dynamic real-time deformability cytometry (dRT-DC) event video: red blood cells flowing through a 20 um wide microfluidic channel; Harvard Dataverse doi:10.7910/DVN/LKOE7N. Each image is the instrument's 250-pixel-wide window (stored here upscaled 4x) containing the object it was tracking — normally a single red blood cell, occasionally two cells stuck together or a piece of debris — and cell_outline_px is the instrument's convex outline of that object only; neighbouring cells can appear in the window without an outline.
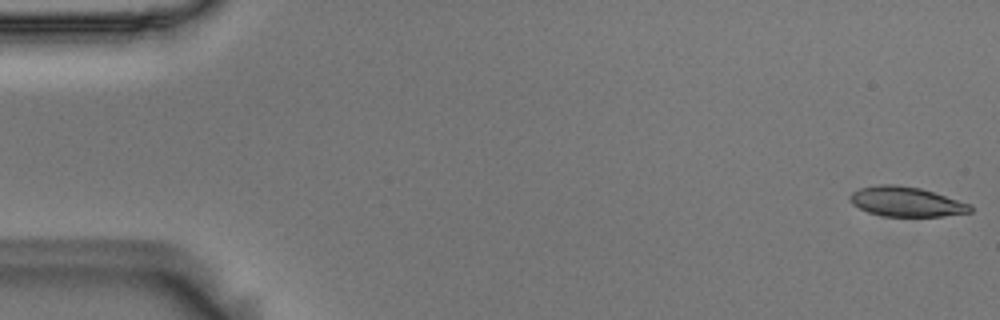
{"species": "Egyptian fruit bat (a non-hibernating species)", "species_latin": "Rousettus aegyptiacus", "temperature_condition": "room temperature", "stored_images_in_passage": 54, "camera_frame_rate_fps": 3000, "um_per_image_px": 0.085, "animal": {"sex": "male"}, "frame": {"image": 1, "passage_image": 1, "time_ms": 0.0, "image_size_px": [1000, 320], "cell_outline_px": [[972, 212], [944, 216], [884, 216], [868, 212], [852, 204], [848, 200], [848, 196], [852, 192], [860, 188], [876, 184], [896, 184], [920, 188], [972, 204]], "centroid_in_image_um": [77.01, 17.14], "position_along_channel_um": 8.0, "area_um2": 20.98}}
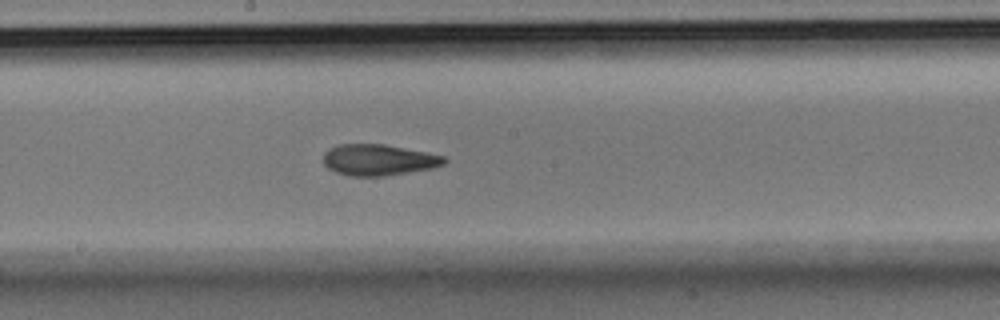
{"frame": {"image": 2, "passage_image": 29, "time_ms": 9.333, "image_size_px": [1000, 320], "cell_outline_px": [[448, 160], [444, 164], [432, 168], [384, 176], [348, 176], [336, 172], [328, 168], [324, 164], [324, 152], [328, 148], [336, 144], [384, 144], [444, 156]], "centroid_in_image_um": [32.14, 13.59], "position_along_channel_um": 216.1, "area_um2": 21.91}}
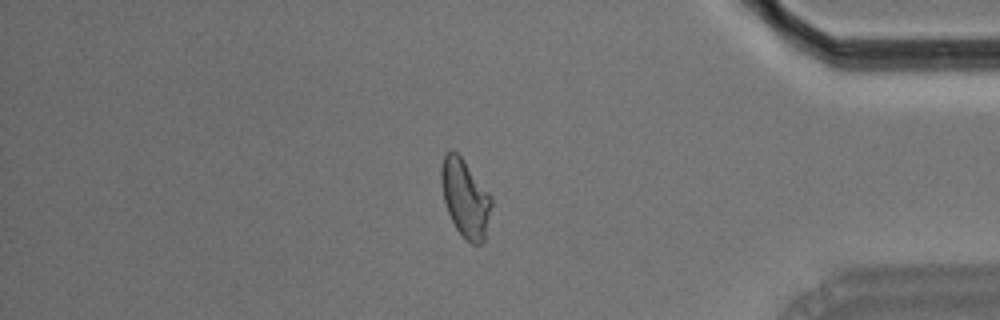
{"frame": {"image": 3, "passage_image": 46, "time_ms": 15.0, "image_size_px": [1000, 320], "cell_outline_px": [[492, 204], [484, 240], [480, 244], [472, 244], [456, 228], [448, 212], [444, 200], [440, 180], [440, 168], [444, 156], [452, 148], [460, 156], [492, 196]], "centroid_in_image_um": [39.54, 16.82], "position_along_channel_um": 395.7, "area_um2": 22.43}, "authors_computed_cell_mechanics": {"area_um2": 22.0796, "velocity_mm_per_s": 3.6941, "shape_relaxation_time_tau1_ms": null, "shape_relaxation_time_tau2_ms": 2.5393, "deformation_change_tau1": null, "deformation_change_tau2": 0.0937}}